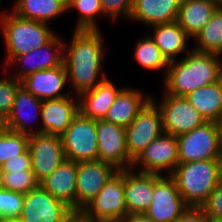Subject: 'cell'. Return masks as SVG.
<instances>
[{
  "instance_id": "1",
  "label": "cell",
  "mask_w": 222,
  "mask_h": 222,
  "mask_svg": "<svg viewBox=\"0 0 222 222\" xmlns=\"http://www.w3.org/2000/svg\"><path fill=\"white\" fill-rule=\"evenodd\" d=\"M101 34L99 29H74L71 43H64L63 63L76 96L93 89L107 77L102 68L106 56Z\"/></svg>"
},
{
  "instance_id": "2",
  "label": "cell",
  "mask_w": 222,
  "mask_h": 222,
  "mask_svg": "<svg viewBox=\"0 0 222 222\" xmlns=\"http://www.w3.org/2000/svg\"><path fill=\"white\" fill-rule=\"evenodd\" d=\"M222 57L194 49L181 60L169 62L165 74L164 91L177 97H185L203 86L216 83L222 78Z\"/></svg>"
},
{
  "instance_id": "3",
  "label": "cell",
  "mask_w": 222,
  "mask_h": 222,
  "mask_svg": "<svg viewBox=\"0 0 222 222\" xmlns=\"http://www.w3.org/2000/svg\"><path fill=\"white\" fill-rule=\"evenodd\" d=\"M171 176L184 202L202 207L222 180V159L179 163Z\"/></svg>"
},
{
  "instance_id": "4",
  "label": "cell",
  "mask_w": 222,
  "mask_h": 222,
  "mask_svg": "<svg viewBox=\"0 0 222 222\" xmlns=\"http://www.w3.org/2000/svg\"><path fill=\"white\" fill-rule=\"evenodd\" d=\"M0 28L7 54L6 69L14 57L44 46L56 35L48 23L24 19L5 10L0 12Z\"/></svg>"
},
{
  "instance_id": "5",
  "label": "cell",
  "mask_w": 222,
  "mask_h": 222,
  "mask_svg": "<svg viewBox=\"0 0 222 222\" xmlns=\"http://www.w3.org/2000/svg\"><path fill=\"white\" fill-rule=\"evenodd\" d=\"M85 222H121L127 217L124 198V170L111 177L78 214Z\"/></svg>"
},
{
  "instance_id": "6",
  "label": "cell",
  "mask_w": 222,
  "mask_h": 222,
  "mask_svg": "<svg viewBox=\"0 0 222 222\" xmlns=\"http://www.w3.org/2000/svg\"><path fill=\"white\" fill-rule=\"evenodd\" d=\"M179 163L222 159V145L215 122H206L177 136Z\"/></svg>"
},
{
  "instance_id": "7",
  "label": "cell",
  "mask_w": 222,
  "mask_h": 222,
  "mask_svg": "<svg viewBox=\"0 0 222 222\" xmlns=\"http://www.w3.org/2000/svg\"><path fill=\"white\" fill-rule=\"evenodd\" d=\"M67 160L86 162L98 160L96 120L78 113L61 135Z\"/></svg>"
},
{
  "instance_id": "8",
  "label": "cell",
  "mask_w": 222,
  "mask_h": 222,
  "mask_svg": "<svg viewBox=\"0 0 222 222\" xmlns=\"http://www.w3.org/2000/svg\"><path fill=\"white\" fill-rule=\"evenodd\" d=\"M152 99L137 114L130 125L125 128L126 148L128 155L135 160L153 140L160 137L163 131L162 113Z\"/></svg>"
},
{
  "instance_id": "9",
  "label": "cell",
  "mask_w": 222,
  "mask_h": 222,
  "mask_svg": "<svg viewBox=\"0 0 222 222\" xmlns=\"http://www.w3.org/2000/svg\"><path fill=\"white\" fill-rule=\"evenodd\" d=\"M179 164L177 136L163 133L153 140L133 161L138 172L172 175ZM168 173V174H167Z\"/></svg>"
},
{
  "instance_id": "10",
  "label": "cell",
  "mask_w": 222,
  "mask_h": 222,
  "mask_svg": "<svg viewBox=\"0 0 222 222\" xmlns=\"http://www.w3.org/2000/svg\"><path fill=\"white\" fill-rule=\"evenodd\" d=\"M189 206L171 175L155 174L152 201L144 215L156 222H175Z\"/></svg>"
},
{
  "instance_id": "11",
  "label": "cell",
  "mask_w": 222,
  "mask_h": 222,
  "mask_svg": "<svg viewBox=\"0 0 222 222\" xmlns=\"http://www.w3.org/2000/svg\"><path fill=\"white\" fill-rule=\"evenodd\" d=\"M76 213L40 185L24 194L20 222H68Z\"/></svg>"
},
{
  "instance_id": "12",
  "label": "cell",
  "mask_w": 222,
  "mask_h": 222,
  "mask_svg": "<svg viewBox=\"0 0 222 222\" xmlns=\"http://www.w3.org/2000/svg\"><path fill=\"white\" fill-rule=\"evenodd\" d=\"M156 104L162 113L165 134L178 136L207 122L185 97L172 96L164 92L161 101Z\"/></svg>"
},
{
  "instance_id": "13",
  "label": "cell",
  "mask_w": 222,
  "mask_h": 222,
  "mask_svg": "<svg viewBox=\"0 0 222 222\" xmlns=\"http://www.w3.org/2000/svg\"><path fill=\"white\" fill-rule=\"evenodd\" d=\"M96 130L98 160L110 163L117 170L132 169L134 160L127 152L125 128L97 120Z\"/></svg>"
},
{
  "instance_id": "14",
  "label": "cell",
  "mask_w": 222,
  "mask_h": 222,
  "mask_svg": "<svg viewBox=\"0 0 222 222\" xmlns=\"http://www.w3.org/2000/svg\"><path fill=\"white\" fill-rule=\"evenodd\" d=\"M118 171L110 163L100 160L77 162L76 214L87 206Z\"/></svg>"
},
{
  "instance_id": "15",
  "label": "cell",
  "mask_w": 222,
  "mask_h": 222,
  "mask_svg": "<svg viewBox=\"0 0 222 222\" xmlns=\"http://www.w3.org/2000/svg\"><path fill=\"white\" fill-rule=\"evenodd\" d=\"M60 38L61 37L56 34L44 46L14 57L7 64L9 68L22 65L19 67V70L16 68L17 72L15 71L11 76L22 81L36 71L53 69L61 66L64 59V41Z\"/></svg>"
},
{
  "instance_id": "16",
  "label": "cell",
  "mask_w": 222,
  "mask_h": 222,
  "mask_svg": "<svg viewBox=\"0 0 222 222\" xmlns=\"http://www.w3.org/2000/svg\"><path fill=\"white\" fill-rule=\"evenodd\" d=\"M28 150L31 169L39 183L66 160L61 136L45 133L29 136Z\"/></svg>"
},
{
  "instance_id": "17",
  "label": "cell",
  "mask_w": 222,
  "mask_h": 222,
  "mask_svg": "<svg viewBox=\"0 0 222 222\" xmlns=\"http://www.w3.org/2000/svg\"><path fill=\"white\" fill-rule=\"evenodd\" d=\"M43 100L40 133L61 136L79 113L78 97L75 95Z\"/></svg>"
},
{
  "instance_id": "18",
  "label": "cell",
  "mask_w": 222,
  "mask_h": 222,
  "mask_svg": "<svg viewBox=\"0 0 222 222\" xmlns=\"http://www.w3.org/2000/svg\"><path fill=\"white\" fill-rule=\"evenodd\" d=\"M135 170H124V198L127 217L145 213L151 204L155 186V174Z\"/></svg>"
},
{
  "instance_id": "19",
  "label": "cell",
  "mask_w": 222,
  "mask_h": 222,
  "mask_svg": "<svg viewBox=\"0 0 222 222\" xmlns=\"http://www.w3.org/2000/svg\"><path fill=\"white\" fill-rule=\"evenodd\" d=\"M41 108L42 100L36 98L21 85L16 92L12 110L6 118L7 130L27 136L39 134L40 128L28 127V121L31 122L32 118H36L37 121L41 119Z\"/></svg>"
},
{
  "instance_id": "20",
  "label": "cell",
  "mask_w": 222,
  "mask_h": 222,
  "mask_svg": "<svg viewBox=\"0 0 222 222\" xmlns=\"http://www.w3.org/2000/svg\"><path fill=\"white\" fill-rule=\"evenodd\" d=\"M68 84L64 63L53 69L36 71L22 80V85L36 98L43 100L59 99L72 93L61 91Z\"/></svg>"
},
{
  "instance_id": "21",
  "label": "cell",
  "mask_w": 222,
  "mask_h": 222,
  "mask_svg": "<svg viewBox=\"0 0 222 222\" xmlns=\"http://www.w3.org/2000/svg\"><path fill=\"white\" fill-rule=\"evenodd\" d=\"M124 87L120 88L107 77L89 91L78 97L79 113L89 119L103 120L115 98Z\"/></svg>"
},
{
  "instance_id": "22",
  "label": "cell",
  "mask_w": 222,
  "mask_h": 222,
  "mask_svg": "<svg viewBox=\"0 0 222 222\" xmlns=\"http://www.w3.org/2000/svg\"><path fill=\"white\" fill-rule=\"evenodd\" d=\"M76 178L77 162L66 159L39 185L76 213Z\"/></svg>"
},
{
  "instance_id": "23",
  "label": "cell",
  "mask_w": 222,
  "mask_h": 222,
  "mask_svg": "<svg viewBox=\"0 0 222 222\" xmlns=\"http://www.w3.org/2000/svg\"><path fill=\"white\" fill-rule=\"evenodd\" d=\"M151 99L152 95L149 93L145 95L138 89L124 86L103 120L127 128Z\"/></svg>"
},
{
  "instance_id": "24",
  "label": "cell",
  "mask_w": 222,
  "mask_h": 222,
  "mask_svg": "<svg viewBox=\"0 0 222 222\" xmlns=\"http://www.w3.org/2000/svg\"><path fill=\"white\" fill-rule=\"evenodd\" d=\"M182 0H134L130 20L147 26L177 21Z\"/></svg>"
},
{
  "instance_id": "25",
  "label": "cell",
  "mask_w": 222,
  "mask_h": 222,
  "mask_svg": "<svg viewBox=\"0 0 222 222\" xmlns=\"http://www.w3.org/2000/svg\"><path fill=\"white\" fill-rule=\"evenodd\" d=\"M219 8V0H182L177 22L194 39Z\"/></svg>"
},
{
  "instance_id": "26",
  "label": "cell",
  "mask_w": 222,
  "mask_h": 222,
  "mask_svg": "<svg viewBox=\"0 0 222 222\" xmlns=\"http://www.w3.org/2000/svg\"><path fill=\"white\" fill-rule=\"evenodd\" d=\"M151 27L153 33L151 35L148 33V35L152 38L168 62L176 60L177 56L182 53L185 54L186 50H188L187 42L190 37L177 21L157 24Z\"/></svg>"
},
{
  "instance_id": "27",
  "label": "cell",
  "mask_w": 222,
  "mask_h": 222,
  "mask_svg": "<svg viewBox=\"0 0 222 222\" xmlns=\"http://www.w3.org/2000/svg\"><path fill=\"white\" fill-rule=\"evenodd\" d=\"M185 98L207 122H215L222 109V78L214 84L196 89Z\"/></svg>"
},
{
  "instance_id": "28",
  "label": "cell",
  "mask_w": 222,
  "mask_h": 222,
  "mask_svg": "<svg viewBox=\"0 0 222 222\" xmlns=\"http://www.w3.org/2000/svg\"><path fill=\"white\" fill-rule=\"evenodd\" d=\"M11 10L21 18L45 23L67 12L58 0H17Z\"/></svg>"
},
{
  "instance_id": "29",
  "label": "cell",
  "mask_w": 222,
  "mask_h": 222,
  "mask_svg": "<svg viewBox=\"0 0 222 222\" xmlns=\"http://www.w3.org/2000/svg\"><path fill=\"white\" fill-rule=\"evenodd\" d=\"M194 40L196 42L192 49L222 56V9L220 7Z\"/></svg>"
},
{
  "instance_id": "30",
  "label": "cell",
  "mask_w": 222,
  "mask_h": 222,
  "mask_svg": "<svg viewBox=\"0 0 222 222\" xmlns=\"http://www.w3.org/2000/svg\"><path fill=\"white\" fill-rule=\"evenodd\" d=\"M134 60L143 68L151 71L165 70L167 74L169 62L149 35H145L135 44Z\"/></svg>"
},
{
  "instance_id": "31",
  "label": "cell",
  "mask_w": 222,
  "mask_h": 222,
  "mask_svg": "<svg viewBox=\"0 0 222 222\" xmlns=\"http://www.w3.org/2000/svg\"><path fill=\"white\" fill-rule=\"evenodd\" d=\"M77 10L80 14L75 29L97 30L96 16H103L100 0H71L67 11Z\"/></svg>"
},
{
  "instance_id": "32",
  "label": "cell",
  "mask_w": 222,
  "mask_h": 222,
  "mask_svg": "<svg viewBox=\"0 0 222 222\" xmlns=\"http://www.w3.org/2000/svg\"><path fill=\"white\" fill-rule=\"evenodd\" d=\"M29 136L5 130L0 135V165L28 150Z\"/></svg>"
},
{
  "instance_id": "33",
  "label": "cell",
  "mask_w": 222,
  "mask_h": 222,
  "mask_svg": "<svg viewBox=\"0 0 222 222\" xmlns=\"http://www.w3.org/2000/svg\"><path fill=\"white\" fill-rule=\"evenodd\" d=\"M4 189L26 194L37 188L39 182L32 170L12 171L4 173Z\"/></svg>"
},
{
  "instance_id": "34",
  "label": "cell",
  "mask_w": 222,
  "mask_h": 222,
  "mask_svg": "<svg viewBox=\"0 0 222 222\" xmlns=\"http://www.w3.org/2000/svg\"><path fill=\"white\" fill-rule=\"evenodd\" d=\"M24 204V194L10 191L7 189L0 190V219H19Z\"/></svg>"
},
{
  "instance_id": "35",
  "label": "cell",
  "mask_w": 222,
  "mask_h": 222,
  "mask_svg": "<svg viewBox=\"0 0 222 222\" xmlns=\"http://www.w3.org/2000/svg\"><path fill=\"white\" fill-rule=\"evenodd\" d=\"M22 85V81L10 76L0 78V116L4 119L10 114L16 92Z\"/></svg>"
},
{
  "instance_id": "36",
  "label": "cell",
  "mask_w": 222,
  "mask_h": 222,
  "mask_svg": "<svg viewBox=\"0 0 222 222\" xmlns=\"http://www.w3.org/2000/svg\"><path fill=\"white\" fill-rule=\"evenodd\" d=\"M103 16L110 17L113 22L122 15L130 19L134 0H100Z\"/></svg>"
},
{
  "instance_id": "37",
  "label": "cell",
  "mask_w": 222,
  "mask_h": 222,
  "mask_svg": "<svg viewBox=\"0 0 222 222\" xmlns=\"http://www.w3.org/2000/svg\"><path fill=\"white\" fill-rule=\"evenodd\" d=\"M210 222H222V180L202 206Z\"/></svg>"
},
{
  "instance_id": "38",
  "label": "cell",
  "mask_w": 222,
  "mask_h": 222,
  "mask_svg": "<svg viewBox=\"0 0 222 222\" xmlns=\"http://www.w3.org/2000/svg\"><path fill=\"white\" fill-rule=\"evenodd\" d=\"M4 173L12 171L32 170L31 169V155L29 150L21 155L15 156L13 159L7 160L2 164Z\"/></svg>"
},
{
  "instance_id": "39",
  "label": "cell",
  "mask_w": 222,
  "mask_h": 222,
  "mask_svg": "<svg viewBox=\"0 0 222 222\" xmlns=\"http://www.w3.org/2000/svg\"><path fill=\"white\" fill-rule=\"evenodd\" d=\"M175 222H210L202 207H188Z\"/></svg>"
},
{
  "instance_id": "40",
  "label": "cell",
  "mask_w": 222,
  "mask_h": 222,
  "mask_svg": "<svg viewBox=\"0 0 222 222\" xmlns=\"http://www.w3.org/2000/svg\"><path fill=\"white\" fill-rule=\"evenodd\" d=\"M121 222H156V221L147 218L144 214H140V215H130Z\"/></svg>"
},
{
  "instance_id": "41",
  "label": "cell",
  "mask_w": 222,
  "mask_h": 222,
  "mask_svg": "<svg viewBox=\"0 0 222 222\" xmlns=\"http://www.w3.org/2000/svg\"><path fill=\"white\" fill-rule=\"evenodd\" d=\"M215 124H216V128L218 129L219 138L222 145V109L220 110V113L218 115L217 120L215 121Z\"/></svg>"
},
{
  "instance_id": "42",
  "label": "cell",
  "mask_w": 222,
  "mask_h": 222,
  "mask_svg": "<svg viewBox=\"0 0 222 222\" xmlns=\"http://www.w3.org/2000/svg\"><path fill=\"white\" fill-rule=\"evenodd\" d=\"M6 119L0 116V135L6 130Z\"/></svg>"
},
{
  "instance_id": "43",
  "label": "cell",
  "mask_w": 222,
  "mask_h": 222,
  "mask_svg": "<svg viewBox=\"0 0 222 222\" xmlns=\"http://www.w3.org/2000/svg\"><path fill=\"white\" fill-rule=\"evenodd\" d=\"M4 171H3V168H2V165H0V190L1 189H4Z\"/></svg>"
},
{
  "instance_id": "44",
  "label": "cell",
  "mask_w": 222,
  "mask_h": 222,
  "mask_svg": "<svg viewBox=\"0 0 222 222\" xmlns=\"http://www.w3.org/2000/svg\"><path fill=\"white\" fill-rule=\"evenodd\" d=\"M68 222H85L78 214H76L71 220Z\"/></svg>"
},
{
  "instance_id": "45",
  "label": "cell",
  "mask_w": 222,
  "mask_h": 222,
  "mask_svg": "<svg viewBox=\"0 0 222 222\" xmlns=\"http://www.w3.org/2000/svg\"><path fill=\"white\" fill-rule=\"evenodd\" d=\"M0 222H20L19 219L1 218Z\"/></svg>"
},
{
  "instance_id": "46",
  "label": "cell",
  "mask_w": 222,
  "mask_h": 222,
  "mask_svg": "<svg viewBox=\"0 0 222 222\" xmlns=\"http://www.w3.org/2000/svg\"><path fill=\"white\" fill-rule=\"evenodd\" d=\"M58 1H60L67 8L71 0H58Z\"/></svg>"
},
{
  "instance_id": "47",
  "label": "cell",
  "mask_w": 222,
  "mask_h": 222,
  "mask_svg": "<svg viewBox=\"0 0 222 222\" xmlns=\"http://www.w3.org/2000/svg\"><path fill=\"white\" fill-rule=\"evenodd\" d=\"M219 7L222 9V0H219Z\"/></svg>"
}]
</instances>
